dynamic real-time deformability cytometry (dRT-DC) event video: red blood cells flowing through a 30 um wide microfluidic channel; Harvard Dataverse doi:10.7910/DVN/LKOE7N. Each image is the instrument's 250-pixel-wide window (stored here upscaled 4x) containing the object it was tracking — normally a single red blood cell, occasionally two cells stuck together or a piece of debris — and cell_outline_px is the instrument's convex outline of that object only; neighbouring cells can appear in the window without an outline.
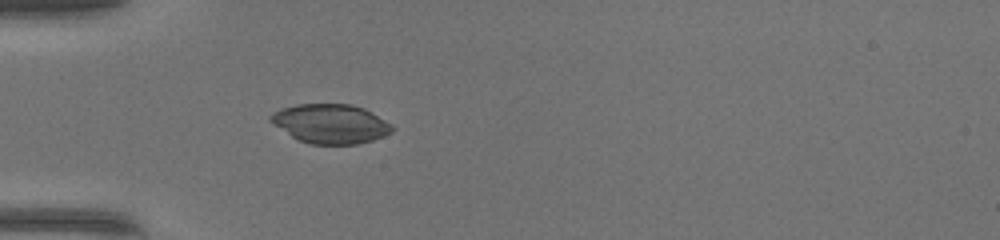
{"species": "common noctule bat (a hibernating species)", "species_latin": "Nyctalus noctula", "temperature_condition": "warm", "stored_images_in_passage": 35, "camera_frame_rate_fps": 3000, "um_per_image_px": 0.085, "animal": {"sex": "female", "body_mass_g": 17.0, "forearm_length_mm": 48.0}, "frame": {"image": 1, "passage_image": 1, "time_ms": 0.0, "image_size_px": [1000, 240], "cell_outline_px": [[396, 128], [392, 132], [384, 136], [372, 140], [356, 144], [308, 144], [292, 136], [272, 124], [268, 120], [268, 116], [272, 112], [280, 108], [296, 104], [352, 104], [364, 108], [392, 124]], "centroid_in_image_um": [28.08, 10.51], "position_along_channel_um": 56.9, "area_um2": 28.03}}
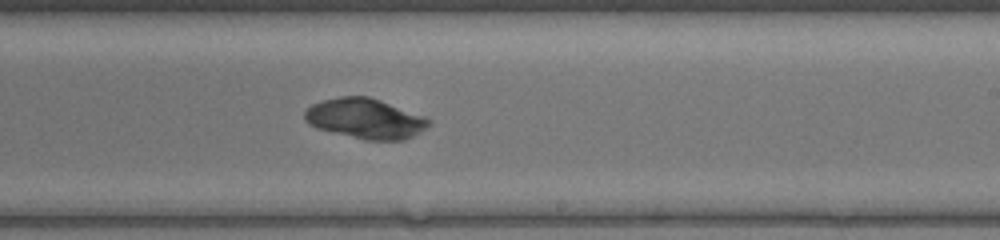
{"frame": {"image": 2, "passage_image": 16, "time_ms": 5.0, "image_size_px": [1000, 240], "cell_outline_px": [[432, 124], [420, 132], [404, 140], [364, 140], [316, 128], [308, 124], [304, 120], [304, 112], [312, 104], [324, 100], [340, 96], [368, 96], [380, 100], [424, 116], [432, 120]], "centroid_in_image_um": [31.05, 10.09], "position_along_channel_um": 258.0, "area_um2": 29.07}}
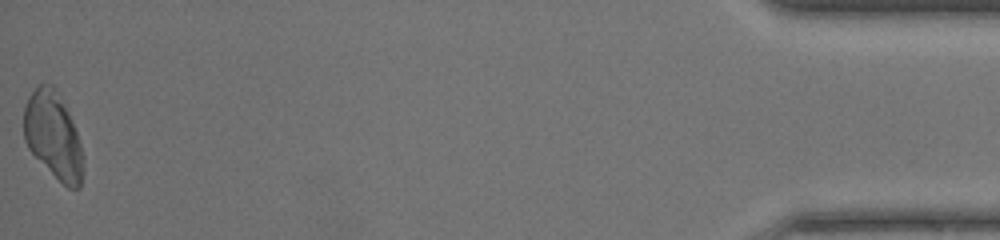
{"frame": {"image": 3, "passage_image": 35, "time_ms": 11.333, "image_size_px": [1000, 240], "cell_outline_px": [[84, 164], [80, 188], [68, 188], [28, 148], [24, 140], [24, 108], [28, 96], [40, 84], [52, 84], [56, 88], [72, 120], [80, 144], [84, 160]], "centroid_in_image_um": [4.53, 11.49], "position_along_channel_um": 430.7, "area_um2": 29.54}, "authors_computed_cell_mechanics": {"area_um2": 29.3046, "velocity_mm_per_s": 4.1983, "shape_relaxation_time_tau1_ms": 2.6664, "shape_relaxation_time_tau2_ms": null, "deformation_change_tau1": 0.0602, "deformation_change_tau2": null}}